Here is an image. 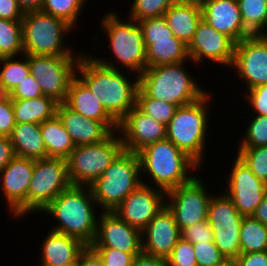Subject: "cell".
<instances>
[{
	"instance_id": "obj_1",
	"label": "cell",
	"mask_w": 267,
	"mask_h": 266,
	"mask_svg": "<svg viewBox=\"0 0 267 266\" xmlns=\"http://www.w3.org/2000/svg\"><path fill=\"white\" fill-rule=\"evenodd\" d=\"M121 71L100 64L92 55L85 52L82 53L76 69V76L117 123L136 106V93L139 87L137 74ZM128 73L134 75L133 79L127 76Z\"/></svg>"
},
{
	"instance_id": "obj_2",
	"label": "cell",
	"mask_w": 267,
	"mask_h": 266,
	"mask_svg": "<svg viewBox=\"0 0 267 266\" xmlns=\"http://www.w3.org/2000/svg\"><path fill=\"white\" fill-rule=\"evenodd\" d=\"M95 206L97 203L90 186L71 185L41 213L51 215L57 221L56 225H51V230L75 237L90 246L97 232L99 214Z\"/></svg>"
},
{
	"instance_id": "obj_3",
	"label": "cell",
	"mask_w": 267,
	"mask_h": 266,
	"mask_svg": "<svg viewBox=\"0 0 267 266\" xmlns=\"http://www.w3.org/2000/svg\"><path fill=\"white\" fill-rule=\"evenodd\" d=\"M137 155L140 160L142 184L148 186L152 184L153 187L165 192L188 183L196 176L192 172L197 173L199 168L201 169L193 159L168 139L148 145ZM144 174L147 175L142 177ZM148 176L149 181H146Z\"/></svg>"
},
{
	"instance_id": "obj_4",
	"label": "cell",
	"mask_w": 267,
	"mask_h": 266,
	"mask_svg": "<svg viewBox=\"0 0 267 266\" xmlns=\"http://www.w3.org/2000/svg\"><path fill=\"white\" fill-rule=\"evenodd\" d=\"M117 13L115 10L108 11L100 21V30L103 29L105 38L109 40L107 49L110 47L112 60L104 56L93 58L104 66L114 69L122 66L121 70L125 67V70L139 76L146 69V46L142 29L137 21L128 17L124 20Z\"/></svg>"
},
{
	"instance_id": "obj_5",
	"label": "cell",
	"mask_w": 267,
	"mask_h": 266,
	"mask_svg": "<svg viewBox=\"0 0 267 266\" xmlns=\"http://www.w3.org/2000/svg\"><path fill=\"white\" fill-rule=\"evenodd\" d=\"M186 61L146 68L139 76V88L150 98L166 101L177 107L192 104L208 91L198 79L189 75Z\"/></svg>"
},
{
	"instance_id": "obj_6",
	"label": "cell",
	"mask_w": 267,
	"mask_h": 266,
	"mask_svg": "<svg viewBox=\"0 0 267 266\" xmlns=\"http://www.w3.org/2000/svg\"><path fill=\"white\" fill-rule=\"evenodd\" d=\"M212 93L200 100L178 107L166 126V139L193 159L202 170L208 137ZM211 101V102H210Z\"/></svg>"
},
{
	"instance_id": "obj_7",
	"label": "cell",
	"mask_w": 267,
	"mask_h": 266,
	"mask_svg": "<svg viewBox=\"0 0 267 266\" xmlns=\"http://www.w3.org/2000/svg\"><path fill=\"white\" fill-rule=\"evenodd\" d=\"M141 184L138 155L123 150L90 188L98 209L101 207V212H113Z\"/></svg>"
},
{
	"instance_id": "obj_8",
	"label": "cell",
	"mask_w": 267,
	"mask_h": 266,
	"mask_svg": "<svg viewBox=\"0 0 267 266\" xmlns=\"http://www.w3.org/2000/svg\"><path fill=\"white\" fill-rule=\"evenodd\" d=\"M24 54L27 55H82L65 42L74 28L63 19L41 11L27 12L21 20ZM65 41V42H64ZM72 49V50H71Z\"/></svg>"
},
{
	"instance_id": "obj_9",
	"label": "cell",
	"mask_w": 267,
	"mask_h": 266,
	"mask_svg": "<svg viewBox=\"0 0 267 266\" xmlns=\"http://www.w3.org/2000/svg\"><path fill=\"white\" fill-rule=\"evenodd\" d=\"M123 150L118 131L102 142L76 146L67 158L71 184L90 186Z\"/></svg>"
},
{
	"instance_id": "obj_10",
	"label": "cell",
	"mask_w": 267,
	"mask_h": 266,
	"mask_svg": "<svg viewBox=\"0 0 267 266\" xmlns=\"http://www.w3.org/2000/svg\"><path fill=\"white\" fill-rule=\"evenodd\" d=\"M81 55H28L30 74L39 83L43 95L64 103Z\"/></svg>"
},
{
	"instance_id": "obj_11",
	"label": "cell",
	"mask_w": 267,
	"mask_h": 266,
	"mask_svg": "<svg viewBox=\"0 0 267 266\" xmlns=\"http://www.w3.org/2000/svg\"><path fill=\"white\" fill-rule=\"evenodd\" d=\"M71 185L67 159L47 157L34 160V172L29 185V213L42 212Z\"/></svg>"
},
{
	"instance_id": "obj_12",
	"label": "cell",
	"mask_w": 267,
	"mask_h": 266,
	"mask_svg": "<svg viewBox=\"0 0 267 266\" xmlns=\"http://www.w3.org/2000/svg\"><path fill=\"white\" fill-rule=\"evenodd\" d=\"M214 194L208 206V221L214 235L213 243L225 258L236 259L240 255V228L244 216L237 211L225 193Z\"/></svg>"
},
{
	"instance_id": "obj_13",
	"label": "cell",
	"mask_w": 267,
	"mask_h": 266,
	"mask_svg": "<svg viewBox=\"0 0 267 266\" xmlns=\"http://www.w3.org/2000/svg\"><path fill=\"white\" fill-rule=\"evenodd\" d=\"M207 189L204 180L195 176L188 183L166 192V206L173 213L180 231L208 219V206L213 194Z\"/></svg>"
},
{
	"instance_id": "obj_14",
	"label": "cell",
	"mask_w": 267,
	"mask_h": 266,
	"mask_svg": "<svg viewBox=\"0 0 267 266\" xmlns=\"http://www.w3.org/2000/svg\"><path fill=\"white\" fill-rule=\"evenodd\" d=\"M34 172V160L15 156L0 171V189L12 218L29 215V185Z\"/></svg>"
},
{
	"instance_id": "obj_15",
	"label": "cell",
	"mask_w": 267,
	"mask_h": 266,
	"mask_svg": "<svg viewBox=\"0 0 267 266\" xmlns=\"http://www.w3.org/2000/svg\"><path fill=\"white\" fill-rule=\"evenodd\" d=\"M231 68L246 90L267 84V37L256 34L237 42Z\"/></svg>"
},
{
	"instance_id": "obj_16",
	"label": "cell",
	"mask_w": 267,
	"mask_h": 266,
	"mask_svg": "<svg viewBox=\"0 0 267 266\" xmlns=\"http://www.w3.org/2000/svg\"><path fill=\"white\" fill-rule=\"evenodd\" d=\"M235 45L236 43L230 37L201 19L187 49L192 65L200 66L206 60L208 63L221 65V68L230 67L231 70Z\"/></svg>"
},
{
	"instance_id": "obj_17",
	"label": "cell",
	"mask_w": 267,
	"mask_h": 266,
	"mask_svg": "<svg viewBox=\"0 0 267 266\" xmlns=\"http://www.w3.org/2000/svg\"><path fill=\"white\" fill-rule=\"evenodd\" d=\"M232 162V168L226 176L227 188L223 193L232 200L242 216H252L262 202L267 184L258 179L237 155Z\"/></svg>"
},
{
	"instance_id": "obj_18",
	"label": "cell",
	"mask_w": 267,
	"mask_h": 266,
	"mask_svg": "<svg viewBox=\"0 0 267 266\" xmlns=\"http://www.w3.org/2000/svg\"><path fill=\"white\" fill-rule=\"evenodd\" d=\"M165 206L164 190L141 184L113 212L128 225L142 231Z\"/></svg>"
},
{
	"instance_id": "obj_19",
	"label": "cell",
	"mask_w": 267,
	"mask_h": 266,
	"mask_svg": "<svg viewBox=\"0 0 267 266\" xmlns=\"http://www.w3.org/2000/svg\"><path fill=\"white\" fill-rule=\"evenodd\" d=\"M97 232L91 248H114L137 256L142 252V231L128 225L114 212L99 209Z\"/></svg>"
},
{
	"instance_id": "obj_20",
	"label": "cell",
	"mask_w": 267,
	"mask_h": 266,
	"mask_svg": "<svg viewBox=\"0 0 267 266\" xmlns=\"http://www.w3.org/2000/svg\"><path fill=\"white\" fill-rule=\"evenodd\" d=\"M123 149L138 153L157 141L166 139V126L146 115L137 106L118 123Z\"/></svg>"
},
{
	"instance_id": "obj_21",
	"label": "cell",
	"mask_w": 267,
	"mask_h": 266,
	"mask_svg": "<svg viewBox=\"0 0 267 266\" xmlns=\"http://www.w3.org/2000/svg\"><path fill=\"white\" fill-rule=\"evenodd\" d=\"M180 238L174 215L165 206L142 230V251L166 260Z\"/></svg>"
},
{
	"instance_id": "obj_22",
	"label": "cell",
	"mask_w": 267,
	"mask_h": 266,
	"mask_svg": "<svg viewBox=\"0 0 267 266\" xmlns=\"http://www.w3.org/2000/svg\"><path fill=\"white\" fill-rule=\"evenodd\" d=\"M202 19L235 43L252 34L245 28L237 0H201Z\"/></svg>"
},
{
	"instance_id": "obj_23",
	"label": "cell",
	"mask_w": 267,
	"mask_h": 266,
	"mask_svg": "<svg viewBox=\"0 0 267 266\" xmlns=\"http://www.w3.org/2000/svg\"><path fill=\"white\" fill-rule=\"evenodd\" d=\"M56 116L69 133L75 147L102 142L112 133L102 122L74 112L64 103L58 104Z\"/></svg>"
},
{
	"instance_id": "obj_24",
	"label": "cell",
	"mask_w": 267,
	"mask_h": 266,
	"mask_svg": "<svg viewBox=\"0 0 267 266\" xmlns=\"http://www.w3.org/2000/svg\"><path fill=\"white\" fill-rule=\"evenodd\" d=\"M40 248V265L36 266H60L67 263H77L80 253L86 248L81 240L49 230L44 236Z\"/></svg>"
},
{
	"instance_id": "obj_25",
	"label": "cell",
	"mask_w": 267,
	"mask_h": 266,
	"mask_svg": "<svg viewBox=\"0 0 267 266\" xmlns=\"http://www.w3.org/2000/svg\"><path fill=\"white\" fill-rule=\"evenodd\" d=\"M64 104L74 112L102 122L111 132L118 131V123L77 76L70 83Z\"/></svg>"
},
{
	"instance_id": "obj_26",
	"label": "cell",
	"mask_w": 267,
	"mask_h": 266,
	"mask_svg": "<svg viewBox=\"0 0 267 266\" xmlns=\"http://www.w3.org/2000/svg\"><path fill=\"white\" fill-rule=\"evenodd\" d=\"M163 16L174 36L188 45L202 19L200 2L177 0Z\"/></svg>"
},
{
	"instance_id": "obj_27",
	"label": "cell",
	"mask_w": 267,
	"mask_h": 266,
	"mask_svg": "<svg viewBox=\"0 0 267 266\" xmlns=\"http://www.w3.org/2000/svg\"><path fill=\"white\" fill-rule=\"evenodd\" d=\"M15 156L33 160L47 158V151L42 139L40 124H16L9 136Z\"/></svg>"
},
{
	"instance_id": "obj_28",
	"label": "cell",
	"mask_w": 267,
	"mask_h": 266,
	"mask_svg": "<svg viewBox=\"0 0 267 266\" xmlns=\"http://www.w3.org/2000/svg\"><path fill=\"white\" fill-rule=\"evenodd\" d=\"M144 43L146 68L190 61L187 45L175 36L162 40H144Z\"/></svg>"
},
{
	"instance_id": "obj_29",
	"label": "cell",
	"mask_w": 267,
	"mask_h": 266,
	"mask_svg": "<svg viewBox=\"0 0 267 266\" xmlns=\"http://www.w3.org/2000/svg\"><path fill=\"white\" fill-rule=\"evenodd\" d=\"M12 104L16 124H41L56 116L59 103L51 97L41 95L33 99H12Z\"/></svg>"
},
{
	"instance_id": "obj_30",
	"label": "cell",
	"mask_w": 267,
	"mask_h": 266,
	"mask_svg": "<svg viewBox=\"0 0 267 266\" xmlns=\"http://www.w3.org/2000/svg\"><path fill=\"white\" fill-rule=\"evenodd\" d=\"M40 131L47 157L67 159L70 156L75 145L57 116L41 123Z\"/></svg>"
},
{
	"instance_id": "obj_31",
	"label": "cell",
	"mask_w": 267,
	"mask_h": 266,
	"mask_svg": "<svg viewBox=\"0 0 267 266\" xmlns=\"http://www.w3.org/2000/svg\"><path fill=\"white\" fill-rule=\"evenodd\" d=\"M267 251V225L244 216L240 228V254Z\"/></svg>"
},
{
	"instance_id": "obj_32",
	"label": "cell",
	"mask_w": 267,
	"mask_h": 266,
	"mask_svg": "<svg viewBox=\"0 0 267 266\" xmlns=\"http://www.w3.org/2000/svg\"><path fill=\"white\" fill-rule=\"evenodd\" d=\"M24 54L21 20L0 18V57Z\"/></svg>"
},
{
	"instance_id": "obj_33",
	"label": "cell",
	"mask_w": 267,
	"mask_h": 266,
	"mask_svg": "<svg viewBox=\"0 0 267 266\" xmlns=\"http://www.w3.org/2000/svg\"><path fill=\"white\" fill-rule=\"evenodd\" d=\"M245 28L261 34L267 26V0H237Z\"/></svg>"
},
{
	"instance_id": "obj_34",
	"label": "cell",
	"mask_w": 267,
	"mask_h": 266,
	"mask_svg": "<svg viewBox=\"0 0 267 266\" xmlns=\"http://www.w3.org/2000/svg\"><path fill=\"white\" fill-rule=\"evenodd\" d=\"M0 57V82L11 92L30 73L28 55Z\"/></svg>"
},
{
	"instance_id": "obj_35",
	"label": "cell",
	"mask_w": 267,
	"mask_h": 266,
	"mask_svg": "<svg viewBox=\"0 0 267 266\" xmlns=\"http://www.w3.org/2000/svg\"><path fill=\"white\" fill-rule=\"evenodd\" d=\"M89 0H43L41 12L66 21L74 29Z\"/></svg>"
},
{
	"instance_id": "obj_36",
	"label": "cell",
	"mask_w": 267,
	"mask_h": 266,
	"mask_svg": "<svg viewBox=\"0 0 267 266\" xmlns=\"http://www.w3.org/2000/svg\"><path fill=\"white\" fill-rule=\"evenodd\" d=\"M136 106L146 115L165 126L168 125L178 108L166 101L148 97L139 87L136 93Z\"/></svg>"
},
{
	"instance_id": "obj_37",
	"label": "cell",
	"mask_w": 267,
	"mask_h": 266,
	"mask_svg": "<svg viewBox=\"0 0 267 266\" xmlns=\"http://www.w3.org/2000/svg\"><path fill=\"white\" fill-rule=\"evenodd\" d=\"M237 156L242 159L252 173L267 184V146L238 147Z\"/></svg>"
},
{
	"instance_id": "obj_38",
	"label": "cell",
	"mask_w": 267,
	"mask_h": 266,
	"mask_svg": "<svg viewBox=\"0 0 267 266\" xmlns=\"http://www.w3.org/2000/svg\"><path fill=\"white\" fill-rule=\"evenodd\" d=\"M177 0H133L128 18L140 21L145 18L162 17Z\"/></svg>"
},
{
	"instance_id": "obj_39",
	"label": "cell",
	"mask_w": 267,
	"mask_h": 266,
	"mask_svg": "<svg viewBox=\"0 0 267 266\" xmlns=\"http://www.w3.org/2000/svg\"><path fill=\"white\" fill-rule=\"evenodd\" d=\"M247 128L238 143V147H263L267 146V116L251 114Z\"/></svg>"
},
{
	"instance_id": "obj_40",
	"label": "cell",
	"mask_w": 267,
	"mask_h": 266,
	"mask_svg": "<svg viewBox=\"0 0 267 266\" xmlns=\"http://www.w3.org/2000/svg\"><path fill=\"white\" fill-rule=\"evenodd\" d=\"M138 24L142 29L144 40H162L174 37L164 16L145 18L138 21Z\"/></svg>"
},
{
	"instance_id": "obj_41",
	"label": "cell",
	"mask_w": 267,
	"mask_h": 266,
	"mask_svg": "<svg viewBox=\"0 0 267 266\" xmlns=\"http://www.w3.org/2000/svg\"><path fill=\"white\" fill-rule=\"evenodd\" d=\"M166 266H198L192 243L181 237L166 259Z\"/></svg>"
},
{
	"instance_id": "obj_42",
	"label": "cell",
	"mask_w": 267,
	"mask_h": 266,
	"mask_svg": "<svg viewBox=\"0 0 267 266\" xmlns=\"http://www.w3.org/2000/svg\"><path fill=\"white\" fill-rule=\"evenodd\" d=\"M198 266H216L225 257L213 242L192 244Z\"/></svg>"
},
{
	"instance_id": "obj_43",
	"label": "cell",
	"mask_w": 267,
	"mask_h": 266,
	"mask_svg": "<svg viewBox=\"0 0 267 266\" xmlns=\"http://www.w3.org/2000/svg\"><path fill=\"white\" fill-rule=\"evenodd\" d=\"M181 237L192 244L213 242L214 235L208 219L189 226L181 231Z\"/></svg>"
},
{
	"instance_id": "obj_44",
	"label": "cell",
	"mask_w": 267,
	"mask_h": 266,
	"mask_svg": "<svg viewBox=\"0 0 267 266\" xmlns=\"http://www.w3.org/2000/svg\"><path fill=\"white\" fill-rule=\"evenodd\" d=\"M100 257L103 266H132L135 256L114 248H92Z\"/></svg>"
},
{
	"instance_id": "obj_45",
	"label": "cell",
	"mask_w": 267,
	"mask_h": 266,
	"mask_svg": "<svg viewBox=\"0 0 267 266\" xmlns=\"http://www.w3.org/2000/svg\"><path fill=\"white\" fill-rule=\"evenodd\" d=\"M248 103L255 115L267 116V84L244 91Z\"/></svg>"
},
{
	"instance_id": "obj_46",
	"label": "cell",
	"mask_w": 267,
	"mask_h": 266,
	"mask_svg": "<svg viewBox=\"0 0 267 266\" xmlns=\"http://www.w3.org/2000/svg\"><path fill=\"white\" fill-rule=\"evenodd\" d=\"M41 95L40 85L30 73L10 92L11 99H33Z\"/></svg>"
},
{
	"instance_id": "obj_47",
	"label": "cell",
	"mask_w": 267,
	"mask_h": 266,
	"mask_svg": "<svg viewBox=\"0 0 267 266\" xmlns=\"http://www.w3.org/2000/svg\"><path fill=\"white\" fill-rule=\"evenodd\" d=\"M16 126L12 99L0 102V135L10 136Z\"/></svg>"
},
{
	"instance_id": "obj_48",
	"label": "cell",
	"mask_w": 267,
	"mask_h": 266,
	"mask_svg": "<svg viewBox=\"0 0 267 266\" xmlns=\"http://www.w3.org/2000/svg\"><path fill=\"white\" fill-rule=\"evenodd\" d=\"M24 13L19 8L17 0H0V18L7 20H22Z\"/></svg>"
},
{
	"instance_id": "obj_49",
	"label": "cell",
	"mask_w": 267,
	"mask_h": 266,
	"mask_svg": "<svg viewBox=\"0 0 267 266\" xmlns=\"http://www.w3.org/2000/svg\"><path fill=\"white\" fill-rule=\"evenodd\" d=\"M235 260L238 266H267V251L240 254Z\"/></svg>"
},
{
	"instance_id": "obj_50",
	"label": "cell",
	"mask_w": 267,
	"mask_h": 266,
	"mask_svg": "<svg viewBox=\"0 0 267 266\" xmlns=\"http://www.w3.org/2000/svg\"><path fill=\"white\" fill-rule=\"evenodd\" d=\"M15 157L9 136L0 135V171Z\"/></svg>"
},
{
	"instance_id": "obj_51",
	"label": "cell",
	"mask_w": 267,
	"mask_h": 266,
	"mask_svg": "<svg viewBox=\"0 0 267 266\" xmlns=\"http://www.w3.org/2000/svg\"><path fill=\"white\" fill-rule=\"evenodd\" d=\"M77 266H103L98 254L90 247L86 248L80 253L77 259Z\"/></svg>"
},
{
	"instance_id": "obj_52",
	"label": "cell",
	"mask_w": 267,
	"mask_h": 266,
	"mask_svg": "<svg viewBox=\"0 0 267 266\" xmlns=\"http://www.w3.org/2000/svg\"><path fill=\"white\" fill-rule=\"evenodd\" d=\"M132 266H166V260L142 251L135 256Z\"/></svg>"
},
{
	"instance_id": "obj_53",
	"label": "cell",
	"mask_w": 267,
	"mask_h": 266,
	"mask_svg": "<svg viewBox=\"0 0 267 266\" xmlns=\"http://www.w3.org/2000/svg\"><path fill=\"white\" fill-rule=\"evenodd\" d=\"M19 8L23 13L40 11L43 0H17Z\"/></svg>"
},
{
	"instance_id": "obj_54",
	"label": "cell",
	"mask_w": 267,
	"mask_h": 266,
	"mask_svg": "<svg viewBox=\"0 0 267 266\" xmlns=\"http://www.w3.org/2000/svg\"><path fill=\"white\" fill-rule=\"evenodd\" d=\"M252 217L264 225H267V191L264 194L261 204L255 209Z\"/></svg>"
},
{
	"instance_id": "obj_55",
	"label": "cell",
	"mask_w": 267,
	"mask_h": 266,
	"mask_svg": "<svg viewBox=\"0 0 267 266\" xmlns=\"http://www.w3.org/2000/svg\"><path fill=\"white\" fill-rule=\"evenodd\" d=\"M10 98V92L0 82V102H3Z\"/></svg>"
},
{
	"instance_id": "obj_56",
	"label": "cell",
	"mask_w": 267,
	"mask_h": 266,
	"mask_svg": "<svg viewBox=\"0 0 267 266\" xmlns=\"http://www.w3.org/2000/svg\"><path fill=\"white\" fill-rule=\"evenodd\" d=\"M216 266H238V265L235 259L225 258L220 263H218Z\"/></svg>"
},
{
	"instance_id": "obj_57",
	"label": "cell",
	"mask_w": 267,
	"mask_h": 266,
	"mask_svg": "<svg viewBox=\"0 0 267 266\" xmlns=\"http://www.w3.org/2000/svg\"><path fill=\"white\" fill-rule=\"evenodd\" d=\"M60 266H77V263H67V264L60 265Z\"/></svg>"
},
{
	"instance_id": "obj_58",
	"label": "cell",
	"mask_w": 267,
	"mask_h": 266,
	"mask_svg": "<svg viewBox=\"0 0 267 266\" xmlns=\"http://www.w3.org/2000/svg\"><path fill=\"white\" fill-rule=\"evenodd\" d=\"M260 35L267 37V26L266 29Z\"/></svg>"
},
{
	"instance_id": "obj_59",
	"label": "cell",
	"mask_w": 267,
	"mask_h": 266,
	"mask_svg": "<svg viewBox=\"0 0 267 266\" xmlns=\"http://www.w3.org/2000/svg\"><path fill=\"white\" fill-rule=\"evenodd\" d=\"M187 1H198V2H200L201 0H187Z\"/></svg>"
}]
</instances>
